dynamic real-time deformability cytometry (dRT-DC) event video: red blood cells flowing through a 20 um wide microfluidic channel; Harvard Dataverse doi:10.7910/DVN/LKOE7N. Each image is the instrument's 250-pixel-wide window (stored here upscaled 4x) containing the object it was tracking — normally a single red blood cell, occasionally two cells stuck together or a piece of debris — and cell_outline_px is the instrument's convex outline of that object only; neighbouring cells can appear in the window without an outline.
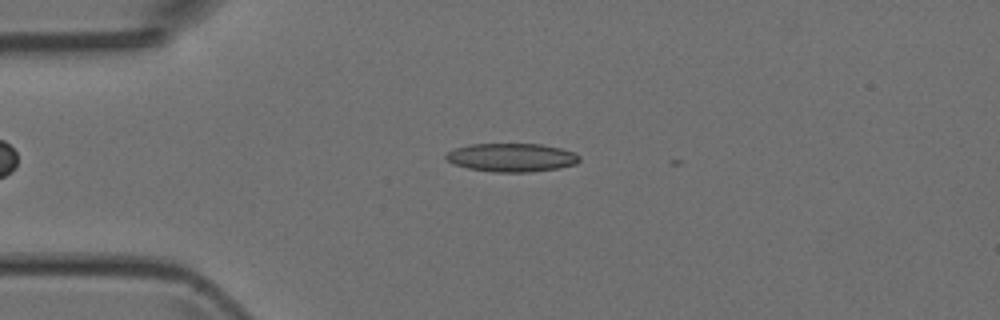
{"species": "Egyptian fruit bat (a non-hibernating species)", "species_latin": "Rousettus aegyptiacus", "temperature_condition": "room temperature", "stored_images_in_passage": 10, "camera_frame_rate_fps": 3000, "um_per_image_px": 0.085, "animal": {"sex": "female"}, "frame": {"image": 1, "passage_image": 8, "time_ms": 2.333, "image_size_px": [1000, 320], "cell_outline_px": [[580, 160], [576, 164], [560, 168], [528, 172], [496, 172], [468, 168], [452, 164], [444, 160], [444, 156], [448, 152], [456, 148], [468, 144], [540, 144], [560, 148], [572, 152], [580, 156]], "centroid_in_image_um": [43.46, 13.39], "position_along_channel_um": 41.5, "area_um2": 22.2}}